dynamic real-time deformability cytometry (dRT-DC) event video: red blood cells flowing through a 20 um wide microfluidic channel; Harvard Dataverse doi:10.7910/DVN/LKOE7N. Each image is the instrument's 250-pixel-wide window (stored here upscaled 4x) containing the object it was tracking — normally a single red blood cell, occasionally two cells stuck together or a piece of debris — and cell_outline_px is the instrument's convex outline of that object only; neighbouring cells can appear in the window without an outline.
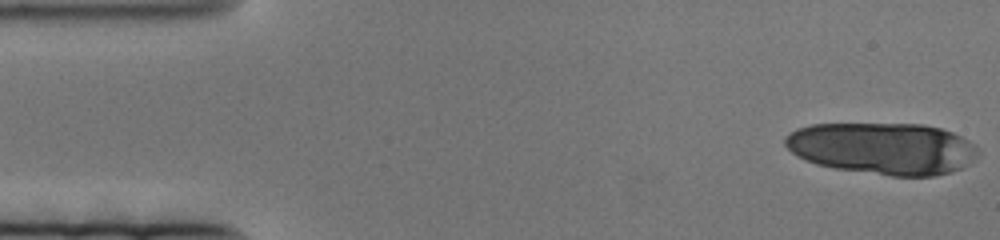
{"species": "human", "species_latin": "Homo sapiens", "temperature_condition": "cold", "stored_images_in_passage": 19, "camera_frame_rate_fps": 3000, "um_per_image_px": 0.085, "donor": {"sex": "female"}, "frame": {"image": 1, "passage_image": 1, "time_ms": 0.0, "image_size_px": [1000, 240], "cell_outline_px": [[976, 156], [964, 168], [952, 172], [936, 176], [892, 176], [836, 168], [816, 164], [796, 156], [784, 144], [784, 136], [796, 128], [812, 124], [924, 124], [940, 128], [952, 132], [976, 144]], "centroid_in_image_um": [75.03, 12.61], "position_along_channel_um": 10.0, "area_um2": 58.44}}